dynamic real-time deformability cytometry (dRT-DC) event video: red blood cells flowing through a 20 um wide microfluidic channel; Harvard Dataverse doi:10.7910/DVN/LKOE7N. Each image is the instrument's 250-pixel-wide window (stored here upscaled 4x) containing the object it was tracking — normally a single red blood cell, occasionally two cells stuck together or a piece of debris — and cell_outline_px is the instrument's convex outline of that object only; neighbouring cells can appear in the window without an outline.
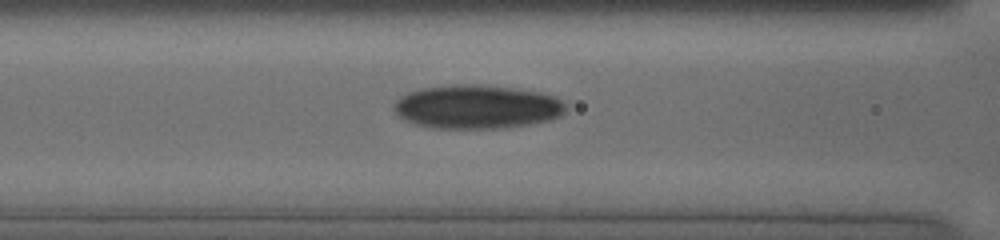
{"species": "human", "species_latin": "Homo sapiens", "temperature_condition": "cold", "stored_images_in_passage": 36, "camera_frame_rate_fps": 3000, "um_per_image_px": 0.085, "donor": {"sex": "female"}, "frame": {"image": 1, "passage_image": 9, "time_ms": 2.667, "image_size_px": [1000, 240], "cell_outline_px": [[564, 112], [560, 116], [548, 120], [508, 128], [428, 128], [412, 124], [396, 116], [392, 108], [392, 104], [400, 96], [408, 92], [420, 88], [452, 84], [464, 84], [512, 88], [536, 92], [552, 96], [560, 100], [564, 104]], "centroid_in_image_um": [40.41, 9.09], "position_along_channel_um": 126.2, "area_um2": 43.93}}
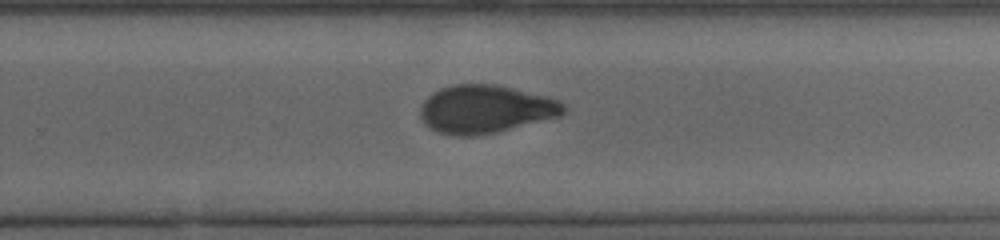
{"frame": {"image": 2, "passage_image": 21, "time_ms": 6.667, "image_size_px": [1000, 240], "cell_outline_px": [[564, 112], [560, 116], [496, 132], [476, 136], [452, 136], [436, 132], [428, 128], [424, 124], [420, 116], [420, 108], [424, 100], [428, 96], [440, 88], [456, 84], [492, 84], [512, 88], [548, 96], [560, 100], [564, 104]], "centroid_in_image_um": [41.23, 9.29], "position_along_channel_um": 288.6, "area_um2": 40.29}}
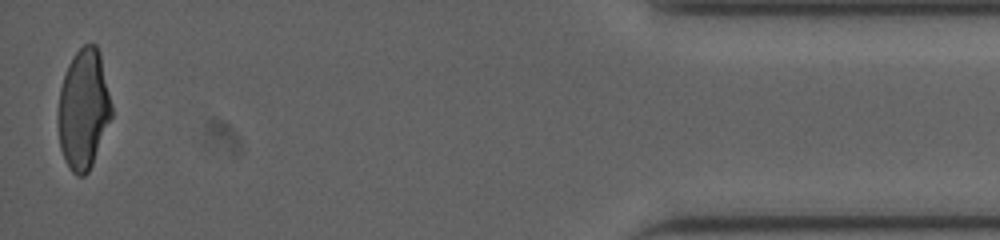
{"frame": {"image": 3, "passage_image": 36, "time_ms": 11.667, "image_size_px": [1000, 240], "cell_outline_px": [[112, 116], [92, 164], [88, 172], [84, 176], [76, 176], [68, 168], [60, 148], [60, 88], [68, 64], [72, 56], [84, 44], [96, 44], [100, 52], [112, 104]], "centroid_in_image_um": [7.13, 9.27], "position_along_channel_um": 428.1, "area_um2": 36.93}, "authors_computed_cell_mechanics": {"area_um2": 40.5467, "velocity_mm_per_s": 4.0612, "shape_relaxation_time_tau1_ms": 5.1389, "shape_relaxation_time_tau2_ms": 2.3319, "deformation_change_tau1": 0.1692, "deformation_change_tau2": 0.0782}}